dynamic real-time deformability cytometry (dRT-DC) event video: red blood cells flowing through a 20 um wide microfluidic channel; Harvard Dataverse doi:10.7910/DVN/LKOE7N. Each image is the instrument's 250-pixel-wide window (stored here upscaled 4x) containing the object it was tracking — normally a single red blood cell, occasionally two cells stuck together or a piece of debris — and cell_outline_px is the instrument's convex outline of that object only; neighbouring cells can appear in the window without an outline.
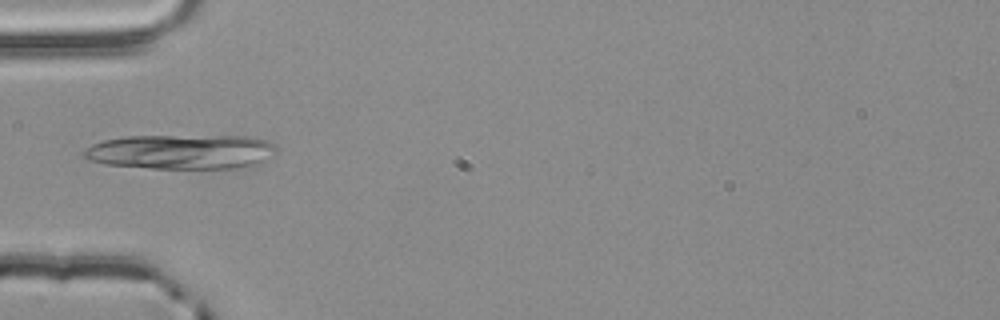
{"species": "common noctule bat (a hibernating species)", "species_latin": "Nyctalus noctula", "temperature_condition": "room temperature", "stored_images_in_passage": 3, "camera_frame_rate_fps": 3000, "um_per_image_px": 0.085, "animal": {"sex": "male", "body_mass_g": 20.4}, "frame": {"image": 1, "passage_image": 3, "time_ms": 0.667, "image_size_px": [1000, 320], "cell_outline_px": [[276, 152], [256, 168], [152, 168], [104, 164], [88, 160], [80, 156], [92, 144], [104, 140], [128, 136], [248, 136], [268, 140], [276, 144]], "centroid_in_image_um": [15.49, 12.91], "position_along_channel_um": 69.5, "area_um2": 39.48}}